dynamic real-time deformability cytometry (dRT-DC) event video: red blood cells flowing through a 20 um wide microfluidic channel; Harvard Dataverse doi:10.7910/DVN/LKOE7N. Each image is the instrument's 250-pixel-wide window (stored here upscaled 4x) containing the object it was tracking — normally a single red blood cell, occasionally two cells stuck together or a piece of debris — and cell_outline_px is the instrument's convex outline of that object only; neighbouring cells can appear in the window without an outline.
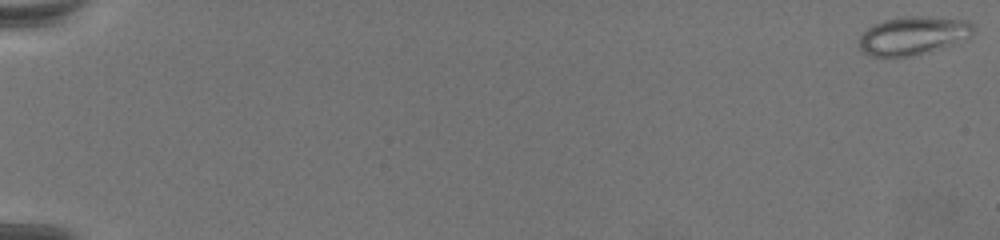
{"species": "common noctule bat (a hibernating species)", "species_latin": "Nyctalus noctula", "temperature_condition": "warm", "stored_images_in_passage": 72, "camera_frame_rate_fps": 3000, "um_per_image_px": 0.085, "animal": {"sex": "female", "body_mass_g": 19.5, "forearm_length_mm": 54.1}, "frame": {"image": 1, "passage_image": 1, "time_ms": 0.0, "image_size_px": [1000, 240], "cell_outline_px": [[976, 24], [968, 36], [952, 44], [912, 56], [868, 56], [860, 48], [860, 36], [868, 28], [876, 24], [888, 20], [908, 16], [936, 16], [968, 20]], "centroid_in_image_um": [77.63, 3.01], "position_along_channel_um": 7.4, "area_um2": 25.09}}
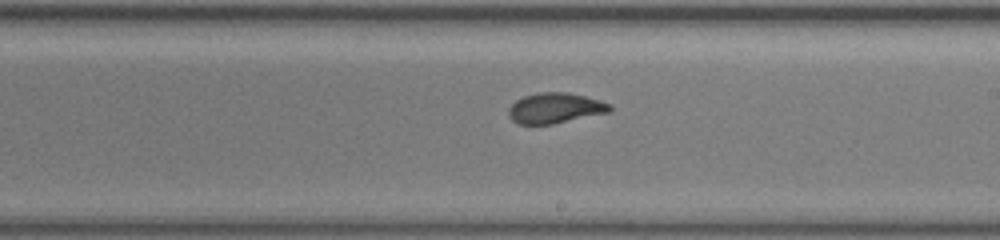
{"frame": {"image": 2, "passage_image": 45, "time_ms": 14.667, "image_size_px": [1000, 240], "cell_outline_px": [[612, 108], [608, 112], [552, 124], [516, 124], [512, 120], [508, 112], [508, 108], [516, 100], [524, 96], [540, 92], [568, 92], [600, 100], [612, 104]], "centroid_in_image_um": [47.17, 9.18], "position_along_channel_um": 241.8, "area_um2": 17.86}}
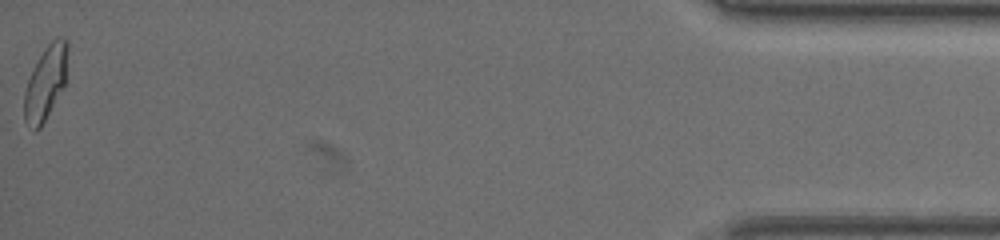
{"frame": {"image": 3, "passage_image": 72, "time_ms": 23.667, "image_size_px": [1000, 240], "cell_outline_px": [[68, 48], [64, 84], [40, 128], [36, 132], [24, 120], [24, 92], [28, 80], [44, 48], [52, 40], [60, 36], [68, 40]], "centroid_in_image_um": [3.87, 7.01], "position_along_channel_um": 431.3, "area_um2": 18.15}}